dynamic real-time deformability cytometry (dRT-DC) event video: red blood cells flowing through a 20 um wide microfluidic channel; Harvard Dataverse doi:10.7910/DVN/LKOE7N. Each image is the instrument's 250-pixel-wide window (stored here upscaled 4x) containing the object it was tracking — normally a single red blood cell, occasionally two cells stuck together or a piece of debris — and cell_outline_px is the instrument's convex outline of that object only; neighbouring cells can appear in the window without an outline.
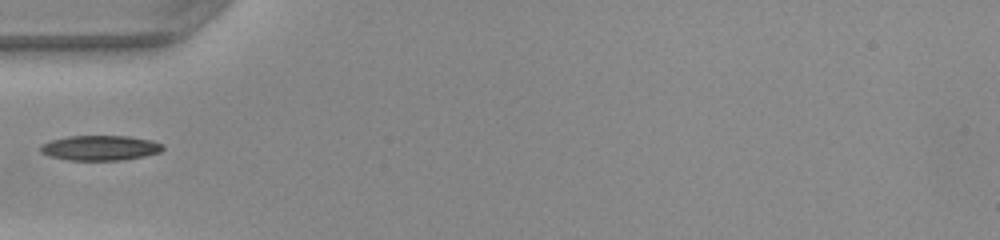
{"species": "common noctule bat (a hibernating species)", "species_latin": "Nyctalus noctula", "temperature_condition": "warm", "stored_images_in_passage": 34, "camera_frame_rate_fps": 3000, "um_per_image_px": 0.085, "animal": {"sex": "female", "body_mass_g": 22.0, "forearm_length_mm": 56.7}, "frame": {"image": 1, "passage_image": 1, "time_ms": 0.0, "image_size_px": [1000, 240], "cell_outline_px": [[164, 148], [160, 152], [144, 156], [120, 160], [68, 160], [48, 156], [40, 152], [40, 148], [44, 144], [52, 140], [68, 136], [128, 136], [152, 140], [164, 144]], "centroid_in_image_um": [8.54, 12.57], "position_along_channel_um": 76.5, "area_um2": 17.8}}
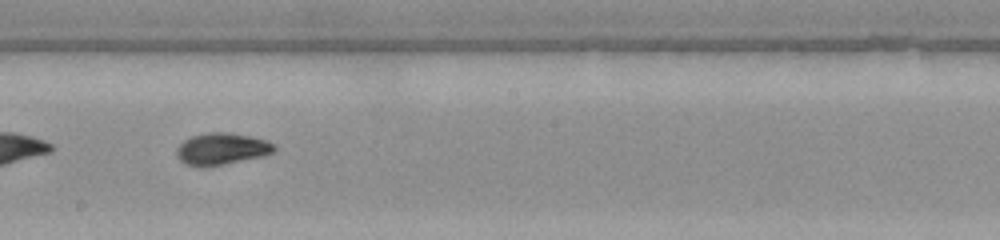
{"frame": {"image": 2, "passage_image": 12, "time_ms": 3.667, "image_size_px": [1000, 240], "cell_outline_px": [[276, 148], [272, 152], [260, 156], [204, 168], [184, 164], [176, 156], [176, 148], [184, 140], [192, 136], [208, 132], [228, 132], [252, 136], [276, 144]], "centroid_in_image_um": [18.79, 12.65], "position_along_channel_um": 229.4, "area_um2": 18.09}}
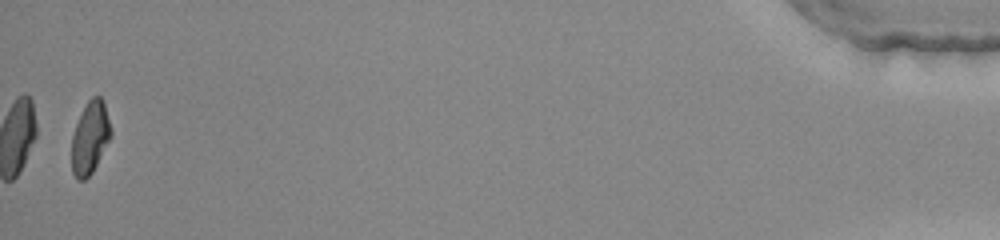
{"frame": {"image": 3, "passage_image": 33, "time_ms": 10.667, "image_size_px": [1000, 240], "cell_outline_px": [[112, 136], [92, 172], [84, 180], [80, 180], [72, 172], [72, 136], [76, 124], [88, 100], [92, 96], [100, 96], [104, 100], [112, 128]], "centroid_in_image_um": [7.69, 11.66], "position_along_channel_um": 427.5, "area_um2": 16.53}}